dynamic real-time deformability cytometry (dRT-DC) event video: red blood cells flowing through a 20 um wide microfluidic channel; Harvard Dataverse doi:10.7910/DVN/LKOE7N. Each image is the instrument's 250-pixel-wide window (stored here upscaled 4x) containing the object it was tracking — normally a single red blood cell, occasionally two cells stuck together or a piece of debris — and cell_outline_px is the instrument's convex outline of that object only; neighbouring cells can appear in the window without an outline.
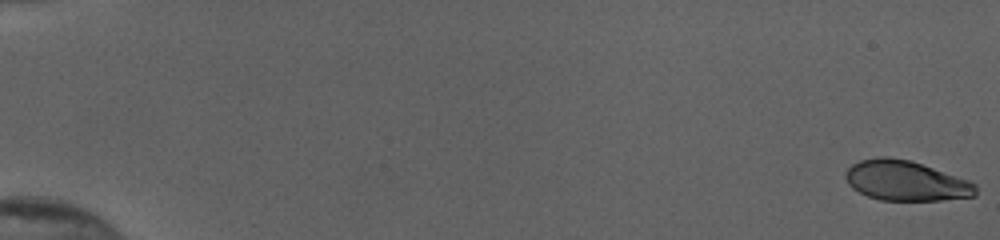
{"species": "human", "species_latin": "Homo sapiens", "temperature_condition": "cold", "stored_images_in_passage": 55, "camera_frame_rate_fps": 3000, "um_per_image_px": 0.085, "donor": {"sex": "female"}, "frame": {"image": 1, "passage_image": 1, "time_ms": 0.0, "image_size_px": [1000, 240], "cell_outline_px": [[976, 196], [940, 200], [880, 200], [868, 196], [852, 188], [848, 184], [844, 176], [844, 172], [852, 164], [860, 160], [880, 156], [888, 156], [912, 160], [968, 180], [976, 184]], "centroid_in_image_um": [76.97, 15.35], "position_along_channel_um": 8.0, "area_um2": 30.52}}
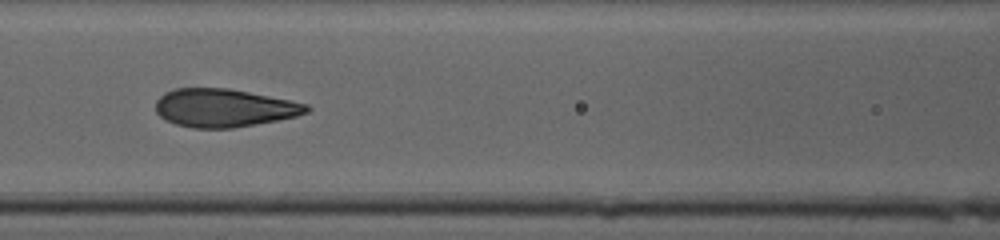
{"frame": {"image": 2, "passage_image": 27, "time_ms": 8.667, "image_size_px": [1000, 240], "cell_outline_px": [[312, 108], [308, 112], [296, 116], [256, 124], [232, 128], [192, 128], [176, 124], [164, 120], [156, 112], [156, 100], [160, 96], [176, 88], [228, 88], [308, 104]], "centroid_in_image_um": [19.03, 9.18], "position_along_channel_um": 147.6, "area_um2": 33.35}}
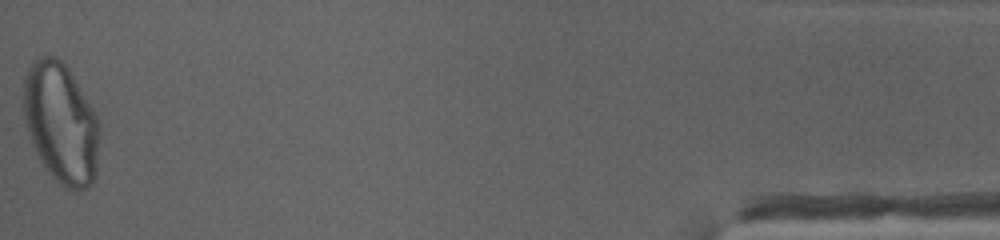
{"frame": {"image": 3, "passage_image": 55, "time_ms": 18.0, "image_size_px": [1000, 240], "cell_outline_px": [[100, 136], [96, 176], [92, 184], [88, 188], [64, 188], [44, 168], [32, 144], [28, 132], [24, 116], [24, 76], [32, 60], [40, 56], [56, 56], [68, 68], [100, 120]], "centroid_in_image_um": [5.2, 10.47], "position_along_channel_um": 430.0, "area_um2": 53.64}, "authors_computed_cell_mechanics": {"area_um2": 33.0616, "velocity_mm_per_s": 3.8933, "shape_relaxation_time_tau1_ms": 6.5207, "shape_relaxation_time_tau2_ms": null, "deformation_change_tau1": 0.245, "deformation_change_tau2": null}}